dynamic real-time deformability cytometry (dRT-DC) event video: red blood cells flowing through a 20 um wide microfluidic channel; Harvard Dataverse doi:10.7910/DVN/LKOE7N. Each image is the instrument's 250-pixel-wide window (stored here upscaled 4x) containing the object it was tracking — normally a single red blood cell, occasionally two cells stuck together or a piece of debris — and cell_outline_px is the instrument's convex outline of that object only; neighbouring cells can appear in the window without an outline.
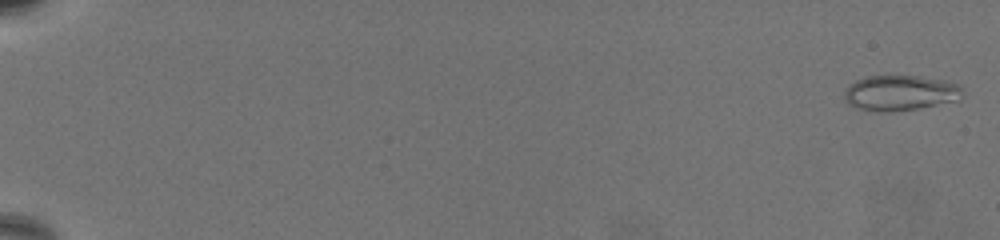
{"species": "common noctule bat (a hibernating species)", "species_latin": "Nyctalus noctula", "temperature_condition": "warm", "stored_images_in_passage": 68, "camera_frame_rate_fps": 3000, "um_per_image_px": 0.085, "animal": {"sex": "female", "body_mass_g": 19.5, "forearm_length_mm": 54.1}, "frame": {"image": 1, "passage_image": 2, "time_ms": 0.333, "image_size_px": [1000, 240], "cell_outline_px": [[964, 96], [960, 100], [916, 108], [888, 112], [872, 112], [856, 108], [848, 104], [844, 100], [844, 92], [856, 80], [868, 76], [920, 76], [944, 80], [960, 84]], "centroid_in_image_um": [76.53, 7.9], "position_along_channel_um": 8.5, "area_um2": 24.51}}
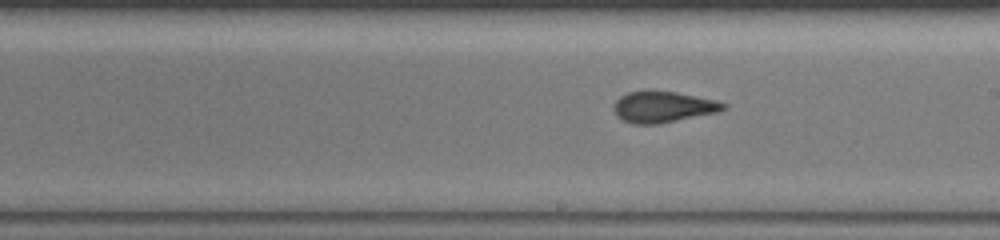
{"frame": {"image": 2, "passage_image": 43, "time_ms": 14.0, "image_size_px": [1000, 240], "cell_outline_px": [[728, 108], [720, 112], [660, 124], [632, 124], [624, 120], [616, 112], [616, 100], [620, 96], [628, 92], [676, 92], [716, 100], [728, 104]], "centroid_in_image_um": [56.47, 9.11], "position_along_channel_um": 232.5, "area_um2": 19.59}}
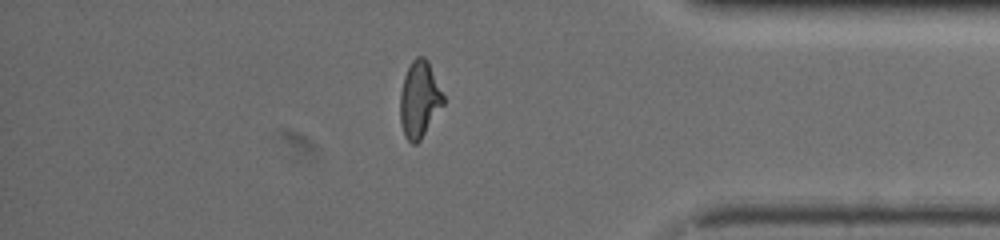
{"frame": {"image": 3, "passage_image": 60, "time_ms": 19.667, "image_size_px": [1000, 240], "cell_outline_px": [[444, 104], [420, 140], [416, 144], [412, 144], [404, 136], [400, 120], [400, 92], [404, 76], [412, 60], [416, 56], [424, 56], [428, 60], [444, 96]], "centroid_in_image_um": [35.64, 8.44], "position_along_channel_um": 399.6, "area_um2": 19.25}, "authors_computed_cell_mechanics": {"area_um2": 20.0277, "velocity_mm_per_s": 3.2639, "shape_relaxation_time_tau1_ms": 8.663, "shape_relaxation_time_tau2_ms": 1.2903, "deformation_change_tau1": 0.2187, "deformation_change_tau2": 0.0754}}